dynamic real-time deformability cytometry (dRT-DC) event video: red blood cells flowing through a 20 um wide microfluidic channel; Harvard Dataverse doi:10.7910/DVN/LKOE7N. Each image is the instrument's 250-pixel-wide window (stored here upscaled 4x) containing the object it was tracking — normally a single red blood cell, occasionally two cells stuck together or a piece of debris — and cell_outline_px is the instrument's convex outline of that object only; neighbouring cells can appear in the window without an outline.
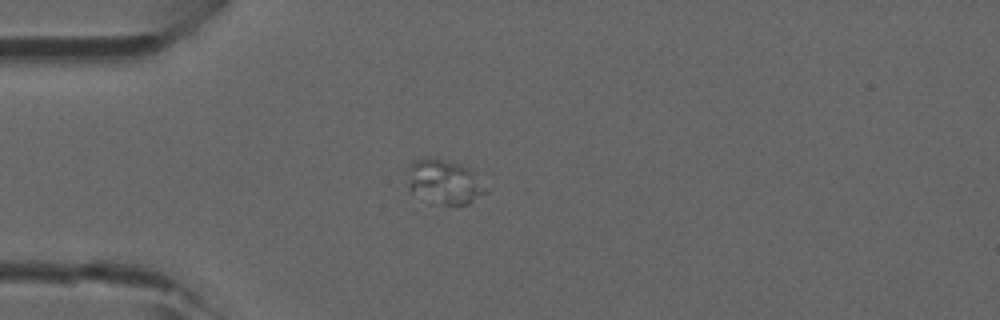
{"species": "common noctule bat (a hibernating species)", "species_latin": "Nyctalus noctula", "temperature_condition": "room temperature", "stored_images_in_passage": 26, "camera_frame_rate_fps": 3000, "um_per_image_px": 0.085, "animal": {"sex": "male", "forearm_length_mm": 52.5}, "frame": {"image": 1, "passage_image": 1, "time_ms": 0.0, "image_size_px": [1000, 320], "cell_outline_px": [[488, 192], [468, 204], [444, 204], [412, 192], [408, 188], [408, 168], [416, 160], [440, 160], [460, 164], [468, 168], [472, 172]], "centroid_in_image_um": [37.78, 15.48], "position_along_channel_um": 47.2, "area_um2": 19.07}}
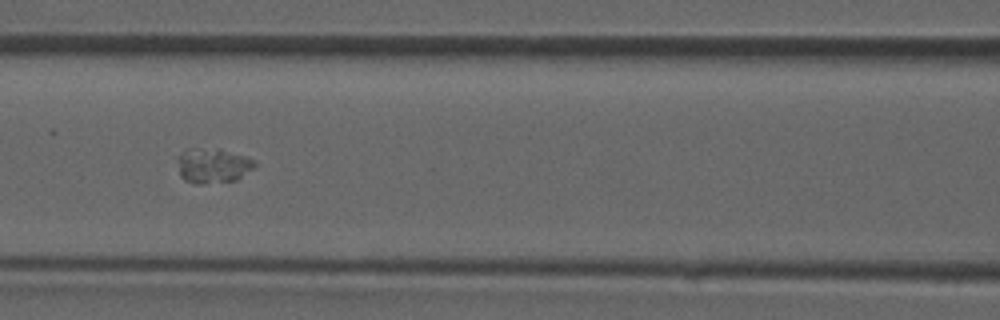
{"frame": {"image": 2, "passage_image": 9, "time_ms": 2.667, "image_size_px": [1000, 320], "cell_outline_px": [[256, 168], [236, 180], [204, 184], [196, 184], [184, 180], [180, 176], [176, 156], [184, 148], [220, 148], [256, 160]], "centroid_in_image_um": [18.07, 14.06], "position_along_channel_um": 148.5, "area_um2": 16.24}}
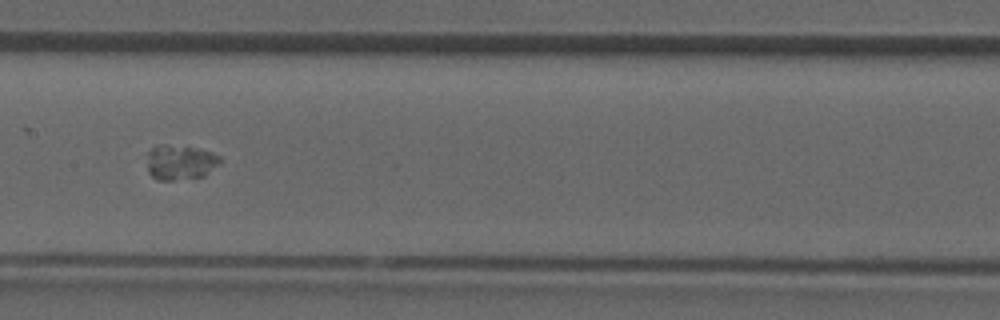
{"frame": {"image": 3, "passage_image": 12, "time_ms": 3.667, "image_size_px": [1000, 320], "cell_outline_px": [[224, 160], [220, 164], [204, 176], [172, 180], [156, 180], [148, 172], [148, 152], [152, 148], [160, 144], [168, 144], [196, 148], [212, 152], [220, 156]], "centroid_in_image_um": [15.35, 13.79], "position_along_channel_um": 192.1, "area_um2": 15.03}}